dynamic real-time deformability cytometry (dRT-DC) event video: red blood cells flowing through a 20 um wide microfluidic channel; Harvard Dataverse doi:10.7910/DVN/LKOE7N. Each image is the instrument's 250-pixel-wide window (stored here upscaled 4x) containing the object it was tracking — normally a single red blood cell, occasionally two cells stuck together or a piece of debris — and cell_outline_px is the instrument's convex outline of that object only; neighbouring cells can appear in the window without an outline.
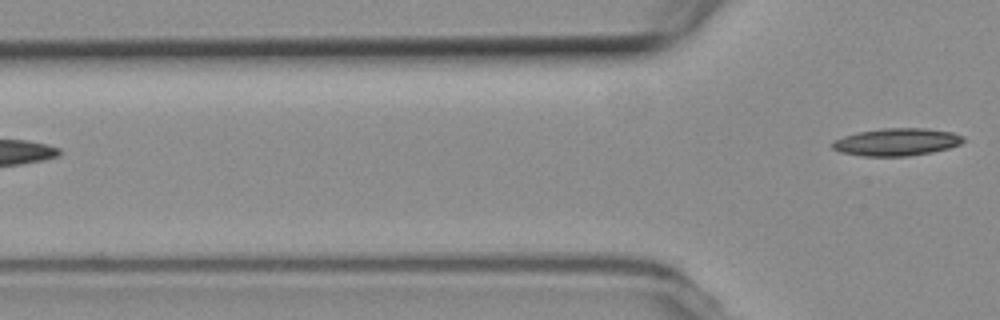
{"species": "common noctule bat (a hibernating species)", "species_latin": "Nyctalus noctula", "temperature_condition": "room temperature", "stored_images_in_passage": 2, "camera_frame_rate_fps": 3000, "um_per_image_px": 0.085, "animal": {"sex": "female", "body_mass_g": 19.3, "forearm_length_mm": 54.1}, "frame": {"image": 1, "passage_image": 2, "time_ms": 1.333, "image_size_px": [1000, 320], "cell_outline_px": [[964, 140], [960, 144], [948, 148], [932, 152], [908, 156], [864, 156], [840, 152], [832, 148], [832, 140], [844, 136], [860, 132], [884, 128], [924, 128], [952, 132], [964, 136]], "centroid_in_image_um": [76.21, 12.07], "position_along_channel_um": 49.6, "area_um2": 20.87}}